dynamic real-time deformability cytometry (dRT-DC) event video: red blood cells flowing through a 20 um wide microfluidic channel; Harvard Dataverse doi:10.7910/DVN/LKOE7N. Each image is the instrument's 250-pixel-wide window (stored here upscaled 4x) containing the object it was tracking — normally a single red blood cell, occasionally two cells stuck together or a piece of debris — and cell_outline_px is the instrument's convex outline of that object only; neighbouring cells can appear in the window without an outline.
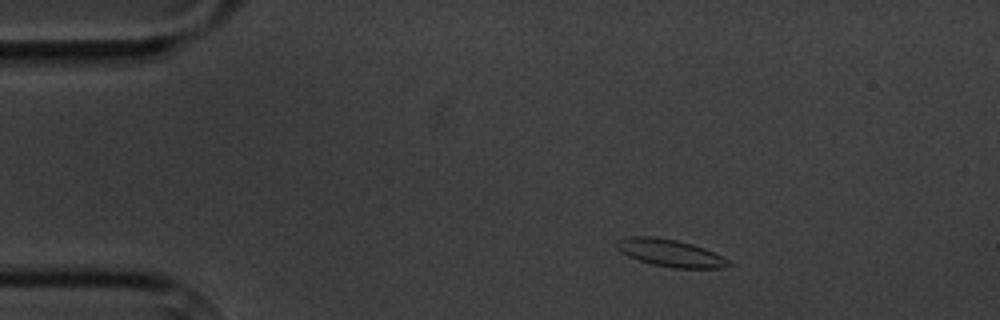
{"species": "common noctule bat (a hibernating species)", "species_latin": "Nyctalus noctula", "temperature_condition": "cold", "stored_images_in_passage": 4, "camera_frame_rate_fps": 3000, "um_per_image_px": 0.085, "animal": {"sex": "male", "body_mass_g": 20.1, "forearm_length_mm": 53.5}, "frame": {"image": 1, "passage_image": 2, "time_ms": 1.333, "image_size_px": [1000, 320], "cell_outline_px": [[736, 264], [724, 268], [676, 268], [652, 264], [628, 256], [620, 252], [616, 248], [616, 240], [628, 236], [656, 236], [676, 240], [692, 244], [704, 248]], "centroid_in_image_um": [56.95, 21.5], "position_along_channel_um": 28.0, "area_um2": 17.86}}